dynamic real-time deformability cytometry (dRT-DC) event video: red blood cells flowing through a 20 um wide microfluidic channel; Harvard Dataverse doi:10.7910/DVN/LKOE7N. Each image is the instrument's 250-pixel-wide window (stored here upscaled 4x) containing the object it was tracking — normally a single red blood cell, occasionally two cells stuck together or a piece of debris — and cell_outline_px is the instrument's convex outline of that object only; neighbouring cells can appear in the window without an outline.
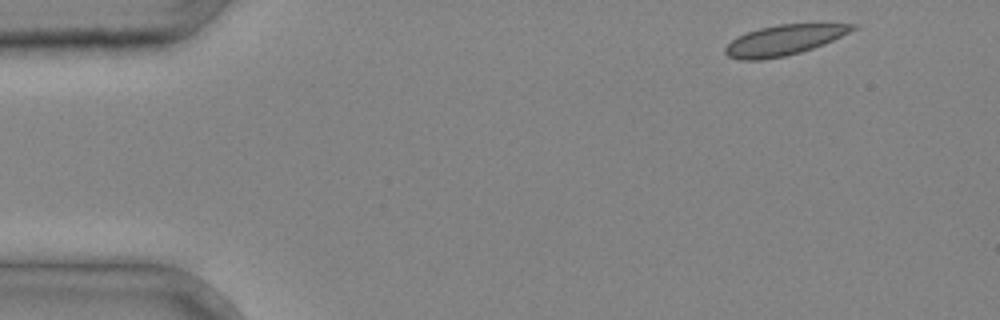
{"species": "common noctule bat (a hibernating species)", "species_latin": "Nyctalus noctula", "temperature_condition": "cold", "stored_images_in_passage": 3, "camera_frame_rate_fps": 3000, "um_per_image_px": 0.085, "animal": {"sex": "male", "body_mass_g": 20.4}, "frame": {"image": 1, "passage_image": 1, "time_ms": 0.0, "image_size_px": [1000, 320], "cell_outline_px": [[860, 24], [856, 28], [824, 44], [800, 52], [784, 56], [764, 60], [740, 60], [728, 56], [724, 52], [724, 48], [736, 36], [760, 28], [780, 24]], "centroid_in_image_um": [66.59, 3.42], "position_along_channel_um": 18.4, "area_um2": 22.2}}
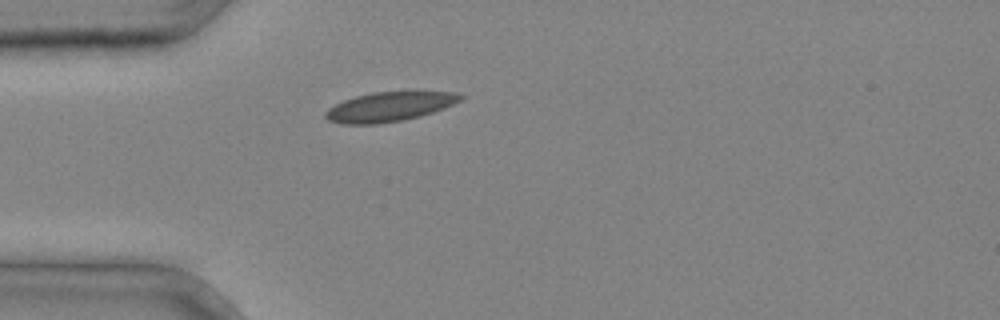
{"frame": {"image": 2, "passage_image": 3, "time_ms": 0.667, "image_size_px": [1000, 320], "cell_outline_px": [[464, 96], [460, 100], [444, 108], [420, 116], [404, 120], [376, 124], [340, 124], [328, 120], [324, 116], [324, 112], [328, 108], [344, 100], [356, 96], [372, 92], [456, 92]], "centroid_in_image_um": [33.05, 9.08], "position_along_channel_um": 51.9, "area_um2": 23.0}}